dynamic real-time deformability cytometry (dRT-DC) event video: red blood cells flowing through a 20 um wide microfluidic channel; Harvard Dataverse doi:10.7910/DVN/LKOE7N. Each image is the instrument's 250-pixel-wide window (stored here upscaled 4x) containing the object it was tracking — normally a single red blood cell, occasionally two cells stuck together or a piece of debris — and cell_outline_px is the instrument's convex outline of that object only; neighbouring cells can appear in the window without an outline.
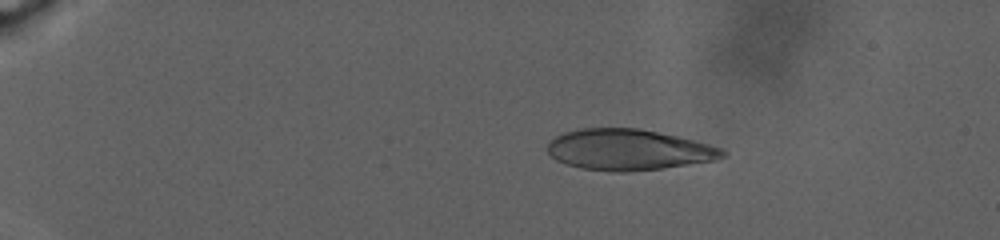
{"species": "human", "species_latin": "Homo sapiens", "temperature_condition": "warm", "stored_images_in_passage": 21, "camera_frame_rate_fps": 3000, "um_per_image_px": 0.085, "donor": {"sex": "male"}, "frame": {"image": 1, "passage_image": 9, "time_ms": 6.667, "image_size_px": [1000, 240], "cell_outline_px": [[728, 152], [724, 156], [712, 160], [660, 168], [628, 172], [616, 172], [580, 168], [556, 160], [548, 152], [548, 140], [564, 132], [580, 128], [636, 128], [676, 136], [724, 148]], "centroid_in_image_um": [53.39, 12.72], "position_along_channel_um": 31.6, "area_um2": 41.38}}
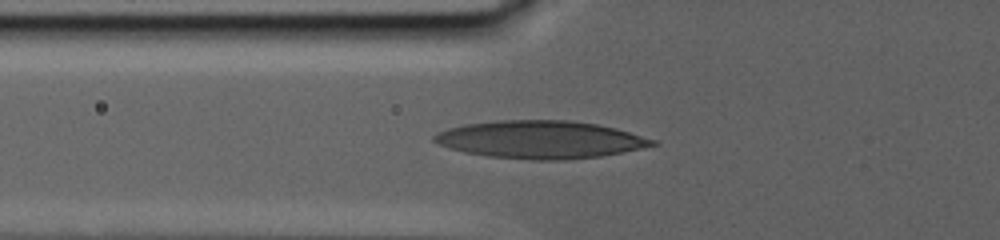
{"frame": {"image": 2, "passage_image": 18, "time_ms": 13.667, "image_size_px": [1000, 240], "cell_outline_px": [[660, 144], [600, 156], [568, 160], [532, 160], [488, 156], [464, 152], [448, 148], [432, 140], [432, 136], [436, 132], [448, 128], [464, 124], [496, 120], [568, 120], [596, 124], [616, 128], [656, 140]], "centroid_in_image_um": [45.9, 11.86], "position_along_channel_um": 79.9, "area_um2": 48.03}}
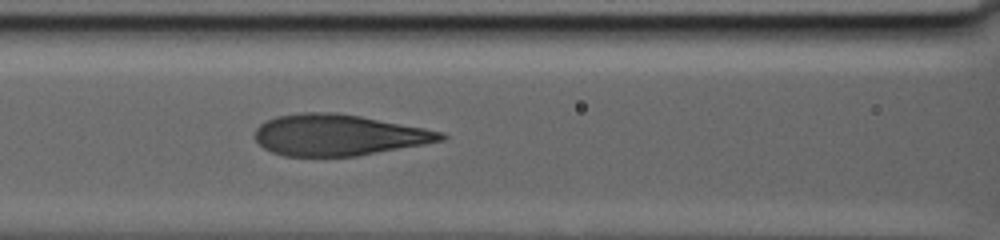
{"frame": {"image": 3, "passage_image": 21, "time_ms": 16.333, "image_size_px": [1000, 240], "cell_outline_px": [[448, 136], [444, 140], [424, 144], [356, 156], [284, 156], [272, 152], [264, 148], [256, 140], [256, 128], [260, 124], [276, 116], [300, 112], [336, 112], [360, 116], [424, 128], [444, 132]], "centroid_in_image_um": [28.77, 11.47], "position_along_channel_um": 137.8, "area_um2": 44.45}}